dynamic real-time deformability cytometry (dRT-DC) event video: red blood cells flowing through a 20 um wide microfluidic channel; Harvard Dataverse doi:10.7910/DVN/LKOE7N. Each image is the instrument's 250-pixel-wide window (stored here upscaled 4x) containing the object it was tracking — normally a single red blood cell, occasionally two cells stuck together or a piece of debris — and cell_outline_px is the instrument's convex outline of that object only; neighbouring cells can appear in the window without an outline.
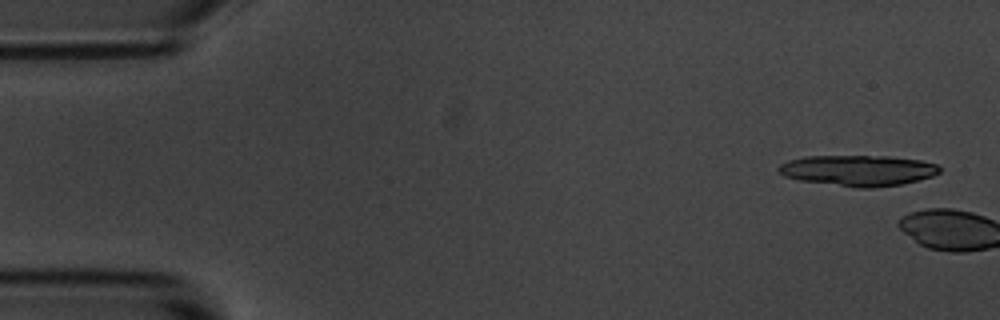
{"species": "common noctule bat (a hibernating species)", "species_latin": "Nyctalus noctula", "temperature_condition": "room temperature", "stored_images_in_passage": 6, "camera_frame_rate_fps": 3000, "um_per_image_px": 0.085, "animal": {"sex": "male", "body_mass_g": 20.1, "forearm_length_mm": 53.5}, "frame": {"image": 1, "passage_image": 1, "time_ms": 0.0, "image_size_px": [1000, 320], "cell_outline_px": [[940, 172], [932, 176], [900, 184], [872, 188], [856, 188], [800, 180], [784, 176], [776, 168], [780, 164], [788, 160], [804, 156], [888, 156], [920, 160], [936, 164], [940, 168]], "centroid_in_image_um": [72.91, 14.48], "position_along_channel_um": 12.1, "area_um2": 28.84}}